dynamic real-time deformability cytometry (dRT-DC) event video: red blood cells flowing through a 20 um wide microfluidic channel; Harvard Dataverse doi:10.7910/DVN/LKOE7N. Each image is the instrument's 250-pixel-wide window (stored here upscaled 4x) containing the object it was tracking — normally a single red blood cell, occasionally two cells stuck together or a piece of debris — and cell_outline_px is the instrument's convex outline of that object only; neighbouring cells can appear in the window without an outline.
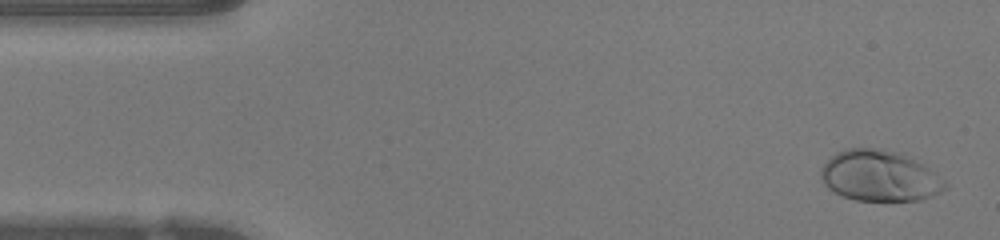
{"species": "human", "species_latin": "Homo sapiens", "temperature_condition": "warm", "stored_images_in_passage": 47, "camera_frame_rate_fps": 3000, "um_per_image_px": 0.085, "donor": {"sex": "female"}, "frame": {"image": 1, "passage_image": 2, "time_ms": 0.333, "image_size_px": [1000, 240], "cell_outline_px": [[948, 184], [940, 192], [932, 196], [920, 200], [856, 200], [844, 196], [828, 188], [824, 184], [820, 176], [820, 172], [824, 164], [832, 156], [840, 152], [852, 148], [868, 148], [912, 160], [920, 164]], "centroid_in_image_um": [74.7, 15.01], "position_along_channel_um": 10.3, "area_um2": 35.03}}
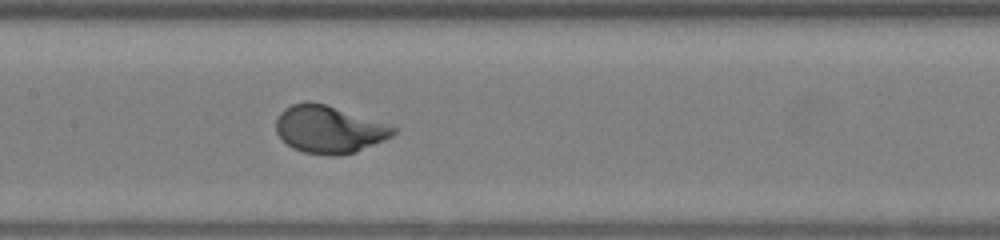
{"frame": {"image": 2, "passage_image": 22, "time_ms": 7.0, "image_size_px": [1000, 240], "cell_outline_px": [[396, 132], [392, 136], [384, 140], [356, 152], [340, 156], [324, 156], [304, 152], [292, 148], [276, 132], [276, 120], [280, 112], [284, 108], [292, 104], [308, 100], [324, 104], [396, 128]], "centroid_in_image_um": [27.91, 11.02], "position_along_channel_um": 179.5, "area_um2": 32.08}}
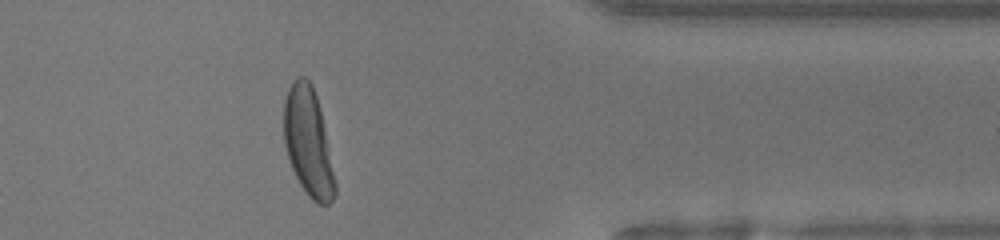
{"frame": {"image": 3, "passage_image": 38, "time_ms": 12.333, "image_size_px": [1000, 240], "cell_outline_px": [[336, 196], [328, 204], [316, 204], [308, 196], [300, 184], [292, 168], [284, 144], [284, 100], [288, 88], [300, 76], [304, 76], [312, 84], [316, 96], [320, 112], [336, 184]], "centroid_in_image_um": [26.18, 12.12], "position_along_channel_um": 385.2, "area_um2": 31.62}, "authors_computed_cell_mechanics": {"area_um2": 32.5414, "velocity_mm_per_s": 4.2597, "shape_relaxation_time_tau1_ms": 2.3296, "shape_relaxation_time_tau2_ms": null, "deformation_change_tau1": 0.206, "deformation_change_tau2": null}}